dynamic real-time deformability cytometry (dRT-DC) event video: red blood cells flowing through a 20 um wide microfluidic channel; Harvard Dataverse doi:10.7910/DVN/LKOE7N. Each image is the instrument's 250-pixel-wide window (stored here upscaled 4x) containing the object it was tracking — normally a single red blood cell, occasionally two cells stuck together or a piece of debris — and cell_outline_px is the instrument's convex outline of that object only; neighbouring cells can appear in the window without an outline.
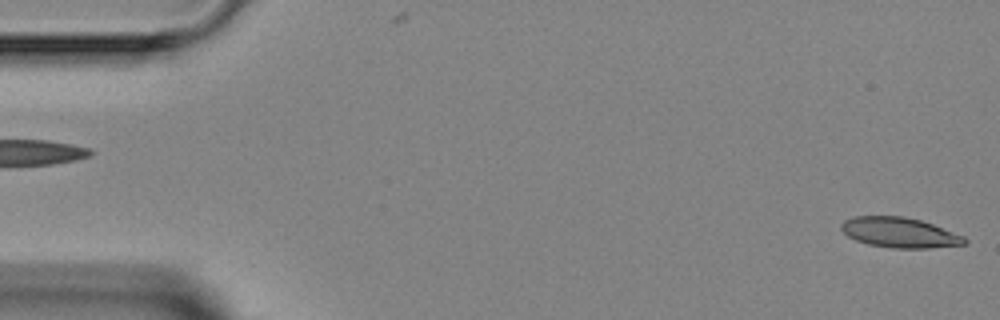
{"species": "Egyptian fruit bat (a non-hibernating species)", "species_latin": "Rousettus aegyptiacus", "temperature_condition": "room temperature", "stored_images_in_passage": 5, "camera_frame_rate_fps": 3000, "um_per_image_px": 0.085, "animal": {"sex": "female"}, "frame": {"image": 1, "passage_image": 1, "time_ms": 0.0, "image_size_px": [1000, 320], "cell_outline_px": [[968, 244], [928, 248], [892, 248], [868, 244], [856, 240], [848, 236], [840, 228], [840, 224], [844, 220], [856, 216], [904, 216], [920, 220], [932, 224], [964, 236], [968, 240]], "centroid_in_image_um": [76.47, 19.77], "position_along_channel_um": 8.5, "area_um2": 21.68}}
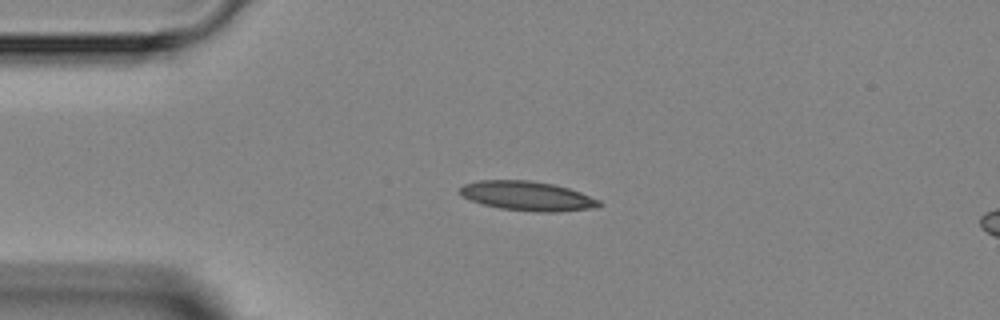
{"frame": {"image": 2, "passage_image": 4, "time_ms": 3.333, "image_size_px": [1000, 320], "cell_outline_px": [[604, 204], [588, 208], [556, 212], [540, 212], [500, 208], [484, 204], [472, 200], [464, 196], [460, 192], [460, 188], [464, 184], [480, 180], [532, 180], [556, 184], [580, 192], [600, 200]], "centroid_in_image_um": [44.85, 16.64], "position_along_channel_um": 40.2, "area_um2": 23.58}}